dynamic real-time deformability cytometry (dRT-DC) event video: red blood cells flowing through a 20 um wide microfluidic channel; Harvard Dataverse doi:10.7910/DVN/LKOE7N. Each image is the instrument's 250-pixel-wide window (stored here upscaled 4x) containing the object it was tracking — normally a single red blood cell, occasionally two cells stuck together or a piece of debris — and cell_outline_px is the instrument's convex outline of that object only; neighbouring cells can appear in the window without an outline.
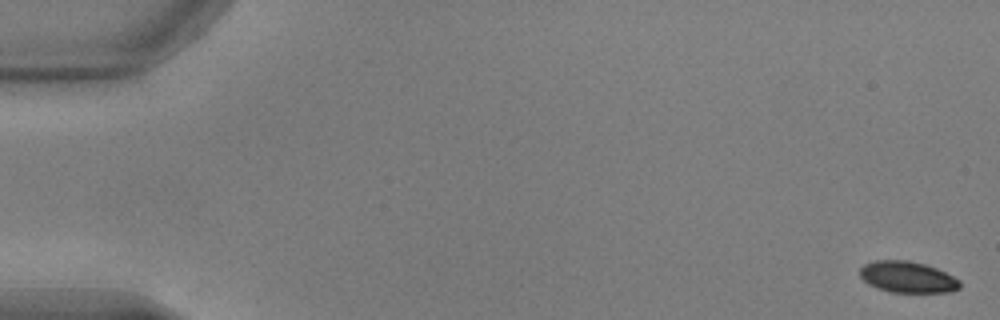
{"species": "common noctule bat (a hibernating species)", "species_latin": "Nyctalus noctula", "temperature_condition": "warm", "stored_images_in_passage": 53, "camera_frame_rate_fps": 3000, "um_per_image_px": 0.085, "animal": {"sex": "male", "body_mass_g": 17.9, "forearm_length_mm": 54.2}, "frame": {"image": 1, "passage_image": 1, "time_ms": 0.0, "image_size_px": [1000, 320], "cell_outline_px": [[960, 288], [952, 292], [892, 292], [876, 288], [868, 284], [860, 276], [860, 268], [864, 264], [876, 260], [908, 260], [924, 264], [936, 268], [960, 280]], "centroid_in_image_um": [77.13, 23.55], "position_along_channel_um": 7.9, "area_um2": 18.21}}
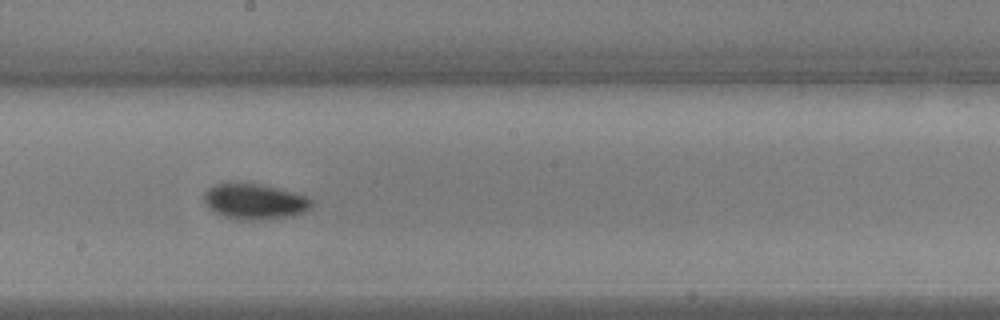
{"frame": {"image": 2, "passage_image": 30, "time_ms": 9.667, "image_size_px": [1000, 320], "cell_outline_px": [[312, 208], [304, 212], [292, 216], [260, 220], [240, 220], [224, 216], [212, 212], [204, 204], [204, 192], [208, 188], [216, 184], [260, 184], [296, 192], [312, 200]], "centroid_in_image_um": [21.64, 17.15], "position_along_channel_um": 226.6, "area_um2": 22.37}}
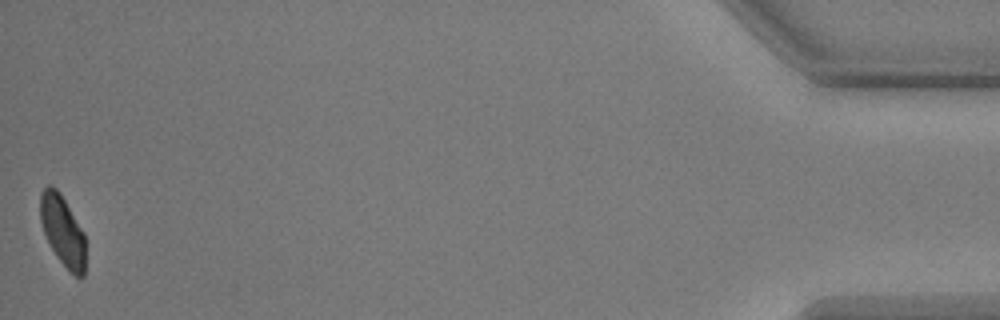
{"frame": {"image": 3, "passage_image": 53, "time_ms": 17.333, "image_size_px": [1000, 320], "cell_outline_px": [[84, 276], [76, 276], [56, 256], [44, 232], [40, 220], [40, 192], [48, 184], [52, 184], [60, 192], [84, 232]], "centroid_in_image_um": [5.3, 19.53], "position_along_channel_um": 429.9, "area_um2": 18.26}, "authors_computed_cell_mechanics": {"area_um2": 20.0566, "velocity_mm_per_s": 3.8242, "shape_relaxation_time_tau1_ms": 1.8118, "shape_relaxation_time_tau2_ms": null, "deformation_change_tau1": 0.0896, "deformation_change_tau2": null}}